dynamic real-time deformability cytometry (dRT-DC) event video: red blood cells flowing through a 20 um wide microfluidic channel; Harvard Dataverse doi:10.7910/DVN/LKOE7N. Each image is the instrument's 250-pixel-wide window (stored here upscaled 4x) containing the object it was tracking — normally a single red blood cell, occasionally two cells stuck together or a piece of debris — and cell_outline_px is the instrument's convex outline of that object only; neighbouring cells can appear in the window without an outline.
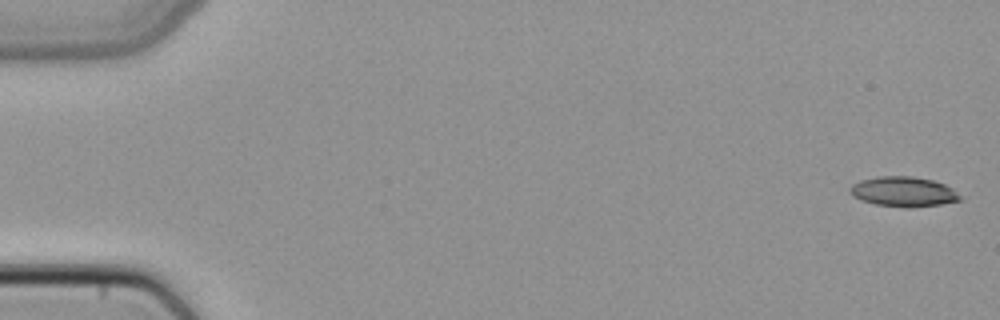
{"species": "common noctule bat (a hibernating species)", "species_latin": "Nyctalus noctula", "temperature_condition": "cold", "stored_images_in_passage": 50, "camera_frame_rate_fps": 3000, "um_per_image_px": 0.085, "animal": {"sex": "female", "body_mass_g": 22.7, "forearm_length_mm": 54.2}, "frame": {"image": 1, "passage_image": 1, "time_ms": 0.0, "image_size_px": [1000, 320], "cell_outline_px": [[964, 200], [940, 204], [912, 208], [904, 208], [876, 204], [860, 200], [852, 196], [848, 192], [848, 188], [852, 184], [860, 180], [876, 176], [912, 176], [932, 180], [944, 184], [952, 188]], "centroid_in_image_um": [76.76, 16.3], "position_along_channel_um": 8.2, "area_um2": 19.48}}
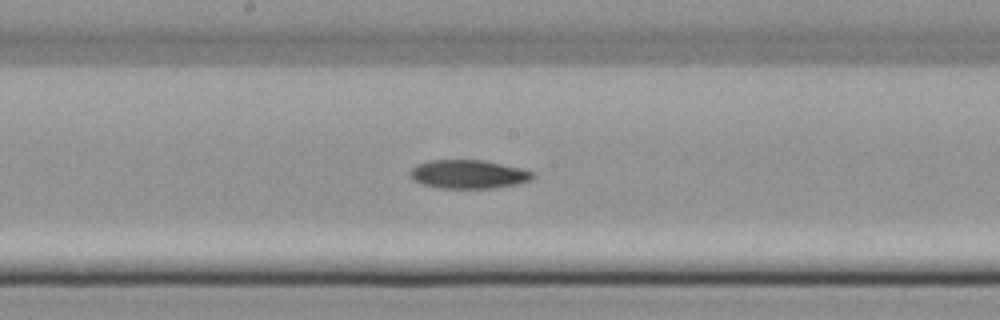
{"frame": {"image": 2, "passage_image": 27, "time_ms": 8.667, "image_size_px": [1000, 320], "cell_outline_px": [[536, 176], [532, 180], [516, 184], [492, 188], [440, 188], [420, 184], [412, 180], [408, 176], [408, 172], [416, 164], [428, 160], [484, 160], [524, 168], [536, 172]], "centroid_in_image_um": [39.82, 14.8], "position_along_channel_um": 208.4, "area_um2": 20.98}}
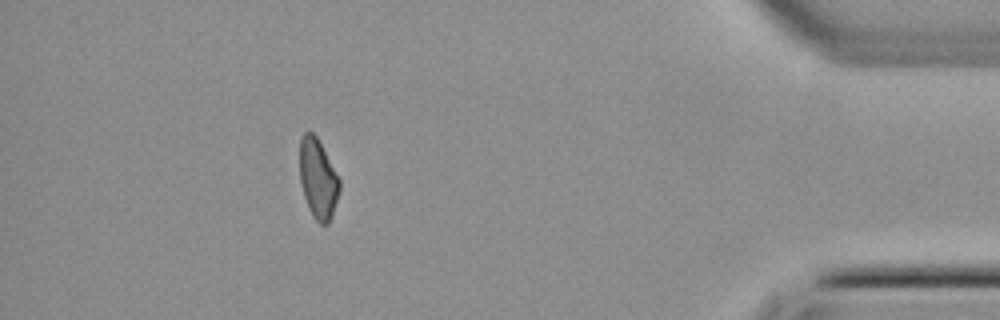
{"frame": {"image": 3, "passage_image": 45, "time_ms": 14.667, "image_size_px": [1000, 320], "cell_outline_px": [[340, 192], [332, 216], [328, 224], [320, 224], [312, 216], [308, 208], [300, 184], [300, 136], [304, 132], [312, 132], [316, 136], [340, 180]], "centroid_in_image_um": [27.02, 15.22], "position_along_channel_um": 408.2, "area_um2": 18.5}}